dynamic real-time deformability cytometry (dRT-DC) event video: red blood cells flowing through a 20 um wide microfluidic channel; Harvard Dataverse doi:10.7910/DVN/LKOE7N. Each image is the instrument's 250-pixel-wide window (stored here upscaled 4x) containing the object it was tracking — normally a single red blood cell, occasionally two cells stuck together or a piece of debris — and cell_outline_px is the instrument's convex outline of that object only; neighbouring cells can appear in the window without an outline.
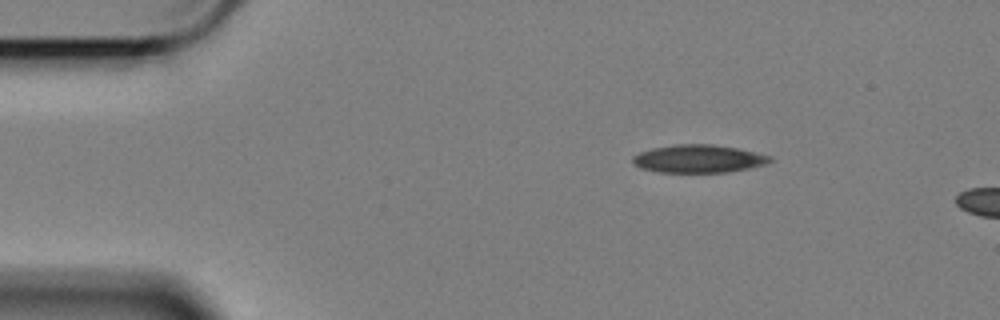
{"species": "Egyptian fruit bat (a non-hibernating species)", "species_latin": "Rousettus aegyptiacus", "temperature_condition": "cold", "stored_images_in_passage": 49, "camera_frame_rate_fps": 3000, "um_per_image_px": 0.085, "animal": {"sex": "female"}, "frame": {"image": 1, "passage_image": 1, "time_ms": 0.0, "image_size_px": [1000, 320], "cell_outline_px": [[772, 160], [764, 164], [748, 168], [728, 172], [660, 172], [640, 168], [632, 164], [632, 156], [640, 152], [652, 148], [676, 144], [712, 144], [736, 148], [772, 156]], "centroid_in_image_um": [59.33, 13.49], "position_along_channel_um": 25.7, "area_um2": 22.25}}
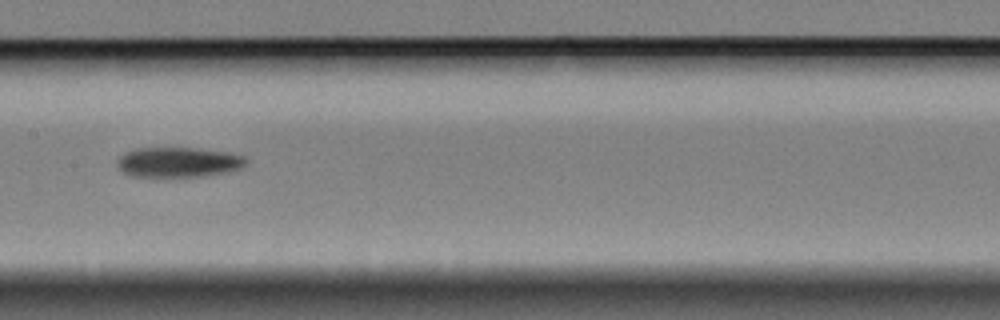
{"frame": {"image": 2, "passage_image": 21, "time_ms": 6.667, "image_size_px": [1000, 320], "cell_outline_px": [[248, 160], [240, 168], [228, 172], [204, 176], [132, 176], [124, 172], [116, 164], [120, 156], [124, 152], [136, 148], [200, 148], [228, 152], [244, 156]], "centroid_in_image_um": [15.18, 13.77], "position_along_channel_um": 192.2, "area_um2": 22.48}}
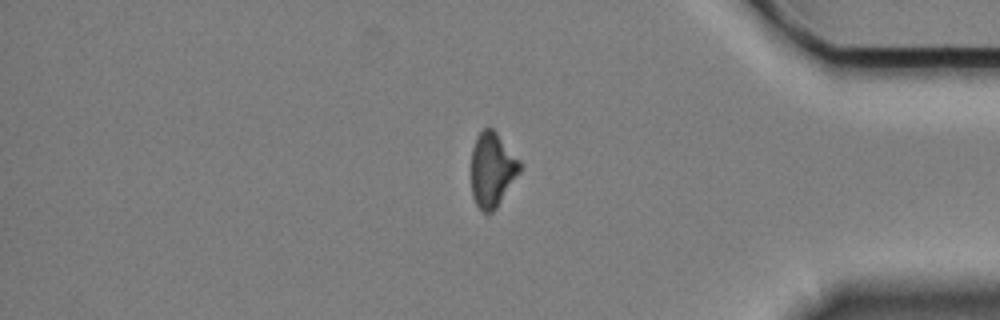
{"frame": {"image": 3, "passage_image": 41, "time_ms": 13.333, "image_size_px": [1000, 320], "cell_outline_px": [[520, 172], [496, 208], [492, 212], [484, 212], [476, 204], [472, 196], [472, 148], [476, 136], [484, 128], [492, 128], [496, 132], [520, 160]], "centroid_in_image_um": [41.83, 14.41], "position_along_channel_um": 393.4, "area_um2": 20.87}, "authors_computed_cell_mechanics": {"area_um2": 22.7154, "velocity_mm_per_s": 3.3946, "shape_relaxation_time_tau1_ms": 9.7275, "shape_relaxation_time_tau2_ms": null, "deformation_change_tau1": 0.1548, "deformation_change_tau2": null}}